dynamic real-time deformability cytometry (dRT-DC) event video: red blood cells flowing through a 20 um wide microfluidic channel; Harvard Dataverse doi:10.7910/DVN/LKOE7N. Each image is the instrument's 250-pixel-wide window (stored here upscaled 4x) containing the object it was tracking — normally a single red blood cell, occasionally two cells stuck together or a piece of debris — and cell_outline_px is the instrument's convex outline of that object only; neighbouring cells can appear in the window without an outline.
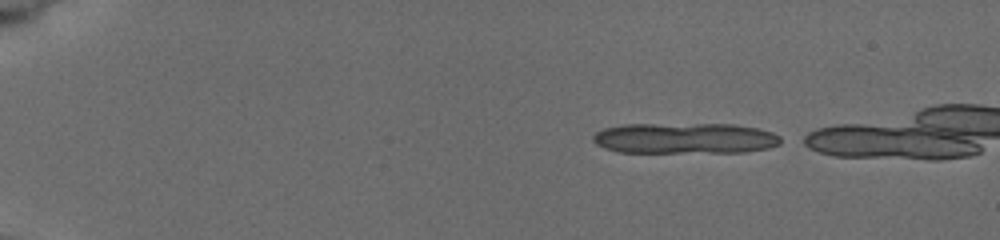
{"species": "common noctule bat (a hibernating species)", "species_latin": "Nyctalus noctula", "temperature_condition": "cold", "stored_images_in_passage": 6, "camera_frame_rate_fps": 3000, "um_per_image_px": 0.085, "animal": {"sex": "female", "body_mass_g": 19.5, "forearm_length_mm": 54.1}, "frame": {"image": 1, "passage_image": 1, "time_ms": 0.0, "image_size_px": [1000, 240], "cell_outline_px": [[780, 144], [768, 148], [744, 152], [620, 152], [604, 148], [596, 144], [592, 140], [592, 136], [596, 132], [604, 128], [624, 124], [732, 124], [756, 128], [772, 132], [780, 136]], "centroid_in_image_um": [58.19, 11.75], "position_along_channel_um": 26.8, "area_um2": 33.76}}